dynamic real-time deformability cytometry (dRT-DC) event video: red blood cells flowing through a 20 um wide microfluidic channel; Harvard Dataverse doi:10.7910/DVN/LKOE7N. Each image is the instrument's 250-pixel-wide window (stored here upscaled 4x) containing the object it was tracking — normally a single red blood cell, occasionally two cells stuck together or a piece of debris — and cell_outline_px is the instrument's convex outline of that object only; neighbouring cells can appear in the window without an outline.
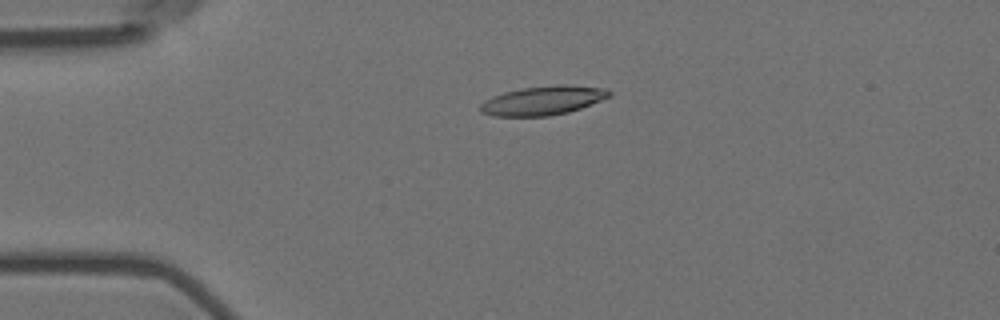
{"species": "Egyptian fruit bat (a non-hibernating species)", "species_latin": "Rousettus aegyptiacus", "temperature_condition": "room temperature", "stored_images_in_passage": 4, "camera_frame_rate_fps": 3000, "um_per_image_px": 0.085, "animal": {"sex": "female"}, "frame": {"image": 1, "passage_image": 3, "time_ms": 0.667, "image_size_px": [1000, 320], "cell_outline_px": [[612, 96], [580, 108], [568, 112], [548, 116], [492, 116], [480, 112], [480, 104], [484, 100], [492, 96], [504, 92], [524, 88], [556, 84], [564, 84], [604, 88], [612, 92]], "centroid_in_image_um": [46.14, 8.54], "position_along_channel_um": 38.9, "area_um2": 21.85}}